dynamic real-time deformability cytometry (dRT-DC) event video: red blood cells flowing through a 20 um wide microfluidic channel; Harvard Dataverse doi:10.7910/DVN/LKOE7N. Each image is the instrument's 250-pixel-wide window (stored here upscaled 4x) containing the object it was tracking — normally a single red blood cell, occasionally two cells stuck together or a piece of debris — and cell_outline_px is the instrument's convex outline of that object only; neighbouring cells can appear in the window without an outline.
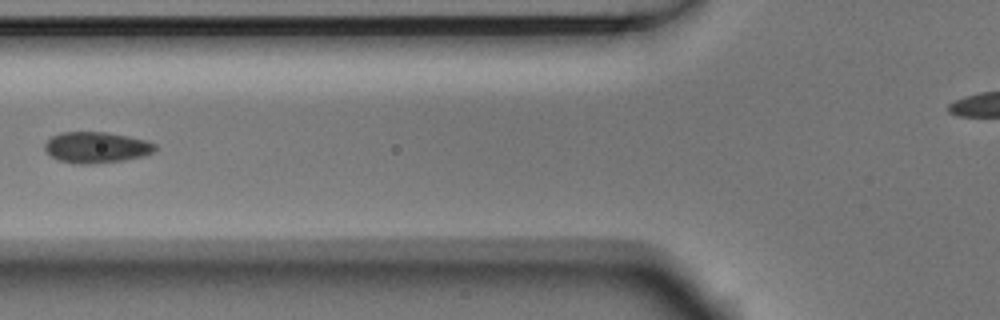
{"species": "Egyptian fruit bat (a non-hibernating species)", "species_latin": "Rousettus aegyptiacus", "temperature_condition": "room temperature", "stored_images_in_passage": 4, "camera_frame_rate_fps": 3000, "um_per_image_px": 0.085, "animal": {"sex": "male"}, "frame": {"image": 1, "passage_image": 3, "time_ms": 0.667, "image_size_px": [1000, 320], "cell_outline_px": [[156, 148], [152, 152], [144, 156], [124, 160], [88, 164], [76, 164], [56, 160], [44, 148], [44, 144], [52, 136], [60, 132], [108, 132], [148, 140], [156, 144]], "centroid_in_image_um": [8.19, 12.52], "position_along_channel_um": 117.6, "area_um2": 20.06}}
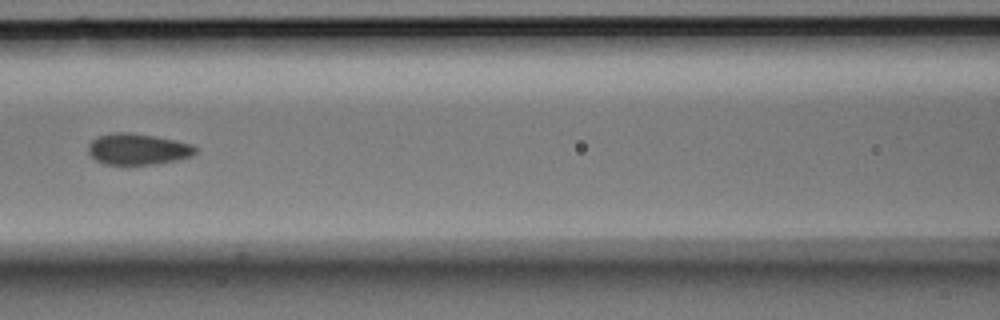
{"frame": {"image": 2, "passage_image": 4, "time_ms": 1.0, "image_size_px": [1000, 320], "cell_outline_px": [[200, 148], [192, 156], [176, 160], [128, 168], [104, 164], [96, 160], [88, 152], [88, 144], [96, 136], [112, 132], [128, 132], [156, 136], [176, 140], [192, 144]], "centroid_in_image_um": [11.69, 12.7], "position_along_channel_um": 154.9, "area_um2": 20.35}}